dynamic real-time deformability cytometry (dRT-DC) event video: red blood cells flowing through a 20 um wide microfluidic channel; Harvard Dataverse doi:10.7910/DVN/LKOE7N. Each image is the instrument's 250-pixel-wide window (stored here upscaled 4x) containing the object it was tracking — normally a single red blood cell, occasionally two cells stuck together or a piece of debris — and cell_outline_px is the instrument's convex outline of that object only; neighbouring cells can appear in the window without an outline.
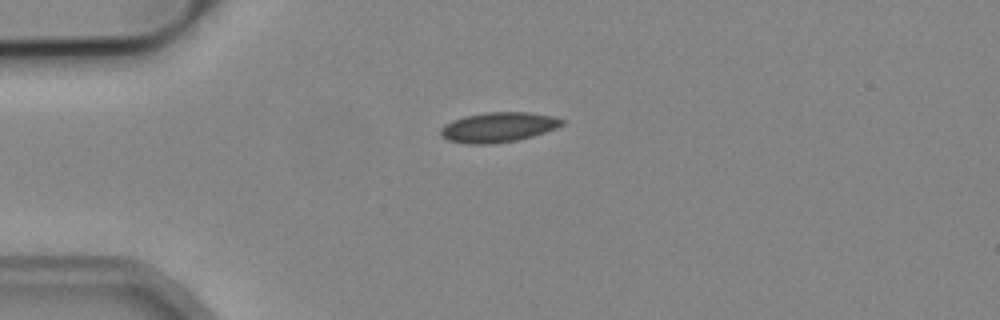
{"species": "common noctule bat (a hibernating species)", "species_latin": "Nyctalus noctula", "temperature_condition": "cold", "stored_images_in_passage": 2, "camera_frame_rate_fps": 3000, "um_per_image_px": 0.085, "animal": {"sex": "male", "body_mass_g": 19.2, "forearm_length_mm": 51.8}, "frame": {"image": 1, "passage_image": 2, "time_ms": 0.333, "image_size_px": [1000, 320], "cell_outline_px": [[564, 124], [556, 128], [532, 136], [516, 140], [492, 144], [468, 144], [448, 140], [440, 136], [440, 128], [444, 124], [452, 120], [464, 116], [484, 112], [528, 112], [552, 116], [564, 120]], "centroid_in_image_um": [42.31, 10.81], "position_along_channel_um": 42.7, "area_um2": 21.21}}